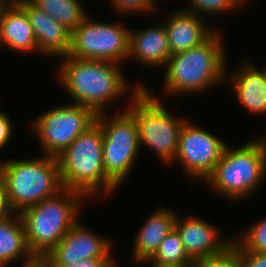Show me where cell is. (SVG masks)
<instances>
[{"label": "cell", "instance_id": "cell-11", "mask_svg": "<svg viewBox=\"0 0 266 267\" xmlns=\"http://www.w3.org/2000/svg\"><path fill=\"white\" fill-rule=\"evenodd\" d=\"M226 145L218 136L186 120L179 133L174 162H181L190 177L206 180L216 167Z\"/></svg>", "mask_w": 266, "mask_h": 267}, {"label": "cell", "instance_id": "cell-16", "mask_svg": "<svg viewBox=\"0 0 266 267\" xmlns=\"http://www.w3.org/2000/svg\"><path fill=\"white\" fill-rule=\"evenodd\" d=\"M243 59L238 71L230 72L232 92L243 108L251 114H266V68L259 71L253 63Z\"/></svg>", "mask_w": 266, "mask_h": 267}, {"label": "cell", "instance_id": "cell-4", "mask_svg": "<svg viewBox=\"0 0 266 267\" xmlns=\"http://www.w3.org/2000/svg\"><path fill=\"white\" fill-rule=\"evenodd\" d=\"M0 173L14 213L20 214L64 190L55 157L44 155L38 159L1 161Z\"/></svg>", "mask_w": 266, "mask_h": 267}, {"label": "cell", "instance_id": "cell-9", "mask_svg": "<svg viewBox=\"0 0 266 267\" xmlns=\"http://www.w3.org/2000/svg\"><path fill=\"white\" fill-rule=\"evenodd\" d=\"M130 29L122 24L92 21L89 15L71 32L67 56L122 63L129 54Z\"/></svg>", "mask_w": 266, "mask_h": 267}, {"label": "cell", "instance_id": "cell-27", "mask_svg": "<svg viewBox=\"0 0 266 267\" xmlns=\"http://www.w3.org/2000/svg\"><path fill=\"white\" fill-rule=\"evenodd\" d=\"M240 267H266V253L237 251Z\"/></svg>", "mask_w": 266, "mask_h": 267}, {"label": "cell", "instance_id": "cell-32", "mask_svg": "<svg viewBox=\"0 0 266 267\" xmlns=\"http://www.w3.org/2000/svg\"><path fill=\"white\" fill-rule=\"evenodd\" d=\"M138 263H140L141 265L149 263V264H151V265H149L150 267H183V266H176V265H169V264H159V263L151 260L150 258L142 260Z\"/></svg>", "mask_w": 266, "mask_h": 267}, {"label": "cell", "instance_id": "cell-1", "mask_svg": "<svg viewBox=\"0 0 266 267\" xmlns=\"http://www.w3.org/2000/svg\"><path fill=\"white\" fill-rule=\"evenodd\" d=\"M59 66L58 79L65 91L79 104L91 109L96 115L105 113L107 104L129 91L119 63L78 59L64 56ZM129 84V85H128Z\"/></svg>", "mask_w": 266, "mask_h": 267}, {"label": "cell", "instance_id": "cell-2", "mask_svg": "<svg viewBox=\"0 0 266 267\" xmlns=\"http://www.w3.org/2000/svg\"><path fill=\"white\" fill-rule=\"evenodd\" d=\"M218 31L201 45L168 58L163 85L168 95L200 94L202 90L229 81L226 78L229 72L225 70L227 56L223 50V36Z\"/></svg>", "mask_w": 266, "mask_h": 267}, {"label": "cell", "instance_id": "cell-29", "mask_svg": "<svg viewBox=\"0 0 266 267\" xmlns=\"http://www.w3.org/2000/svg\"><path fill=\"white\" fill-rule=\"evenodd\" d=\"M9 115H7L3 110H0V149L2 150L7 143H9L10 138L14 134L12 132V124Z\"/></svg>", "mask_w": 266, "mask_h": 267}, {"label": "cell", "instance_id": "cell-23", "mask_svg": "<svg viewBox=\"0 0 266 267\" xmlns=\"http://www.w3.org/2000/svg\"><path fill=\"white\" fill-rule=\"evenodd\" d=\"M249 228L244 234L241 232V235L234 236L231 245L237 251L266 253V219L257 221Z\"/></svg>", "mask_w": 266, "mask_h": 267}, {"label": "cell", "instance_id": "cell-3", "mask_svg": "<svg viewBox=\"0 0 266 267\" xmlns=\"http://www.w3.org/2000/svg\"><path fill=\"white\" fill-rule=\"evenodd\" d=\"M56 158L64 189L78 192L86 199L100 195L99 192L110 195L117 190L103 168V132L97 122Z\"/></svg>", "mask_w": 266, "mask_h": 267}, {"label": "cell", "instance_id": "cell-14", "mask_svg": "<svg viewBox=\"0 0 266 267\" xmlns=\"http://www.w3.org/2000/svg\"><path fill=\"white\" fill-rule=\"evenodd\" d=\"M25 10L31 23L39 53L64 57L71 47V32L29 0H16Z\"/></svg>", "mask_w": 266, "mask_h": 267}, {"label": "cell", "instance_id": "cell-28", "mask_svg": "<svg viewBox=\"0 0 266 267\" xmlns=\"http://www.w3.org/2000/svg\"><path fill=\"white\" fill-rule=\"evenodd\" d=\"M113 258H93L72 264H48L49 267H112L116 262Z\"/></svg>", "mask_w": 266, "mask_h": 267}, {"label": "cell", "instance_id": "cell-12", "mask_svg": "<svg viewBox=\"0 0 266 267\" xmlns=\"http://www.w3.org/2000/svg\"><path fill=\"white\" fill-rule=\"evenodd\" d=\"M79 220L47 254L48 264H72L93 258H112L111 241L89 231Z\"/></svg>", "mask_w": 266, "mask_h": 267}, {"label": "cell", "instance_id": "cell-25", "mask_svg": "<svg viewBox=\"0 0 266 267\" xmlns=\"http://www.w3.org/2000/svg\"><path fill=\"white\" fill-rule=\"evenodd\" d=\"M112 9L119 14H134L135 12H154L158 5H155L151 0H110Z\"/></svg>", "mask_w": 266, "mask_h": 267}, {"label": "cell", "instance_id": "cell-31", "mask_svg": "<svg viewBox=\"0 0 266 267\" xmlns=\"http://www.w3.org/2000/svg\"><path fill=\"white\" fill-rule=\"evenodd\" d=\"M23 261L20 267H49L48 256L44 254H31Z\"/></svg>", "mask_w": 266, "mask_h": 267}, {"label": "cell", "instance_id": "cell-34", "mask_svg": "<svg viewBox=\"0 0 266 267\" xmlns=\"http://www.w3.org/2000/svg\"><path fill=\"white\" fill-rule=\"evenodd\" d=\"M155 5H157V0H151Z\"/></svg>", "mask_w": 266, "mask_h": 267}, {"label": "cell", "instance_id": "cell-8", "mask_svg": "<svg viewBox=\"0 0 266 267\" xmlns=\"http://www.w3.org/2000/svg\"><path fill=\"white\" fill-rule=\"evenodd\" d=\"M109 117L106 112L98 114L96 122L103 132L105 174L119 188L139 156L138 128L134 116L127 109Z\"/></svg>", "mask_w": 266, "mask_h": 267}, {"label": "cell", "instance_id": "cell-20", "mask_svg": "<svg viewBox=\"0 0 266 267\" xmlns=\"http://www.w3.org/2000/svg\"><path fill=\"white\" fill-rule=\"evenodd\" d=\"M31 254L20 214L13 213L0 220V267L24 260Z\"/></svg>", "mask_w": 266, "mask_h": 267}, {"label": "cell", "instance_id": "cell-5", "mask_svg": "<svg viewBox=\"0 0 266 267\" xmlns=\"http://www.w3.org/2000/svg\"><path fill=\"white\" fill-rule=\"evenodd\" d=\"M82 194L68 189L24 209L21 219L32 254L47 255L78 221Z\"/></svg>", "mask_w": 266, "mask_h": 267}, {"label": "cell", "instance_id": "cell-30", "mask_svg": "<svg viewBox=\"0 0 266 267\" xmlns=\"http://www.w3.org/2000/svg\"><path fill=\"white\" fill-rule=\"evenodd\" d=\"M14 212L11 209L7 197V193L4 187V180L0 173V220L5 219L12 215Z\"/></svg>", "mask_w": 266, "mask_h": 267}, {"label": "cell", "instance_id": "cell-10", "mask_svg": "<svg viewBox=\"0 0 266 267\" xmlns=\"http://www.w3.org/2000/svg\"><path fill=\"white\" fill-rule=\"evenodd\" d=\"M96 114L79 104H66L40 115L33 132L46 156L58 157L81 133L96 122Z\"/></svg>", "mask_w": 266, "mask_h": 267}, {"label": "cell", "instance_id": "cell-7", "mask_svg": "<svg viewBox=\"0 0 266 267\" xmlns=\"http://www.w3.org/2000/svg\"><path fill=\"white\" fill-rule=\"evenodd\" d=\"M135 85L131 87L132 104L126 109L136 120L139 146H147L162 163L170 164L177 155L179 133L187 119L172 115L144 84Z\"/></svg>", "mask_w": 266, "mask_h": 267}, {"label": "cell", "instance_id": "cell-13", "mask_svg": "<svg viewBox=\"0 0 266 267\" xmlns=\"http://www.w3.org/2000/svg\"><path fill=\"white\" fill-rule=\"evenodd\" d=\"M217 228L194 215H188L183 220L177 216L175 221V229L181 237L185 252L193 262L219 256L231 247L233 238H221V230Z\"/></svg>", "mask_w": 266, "mask_h": 267}, {"label": "cell", "instance_id": "cell-24", "mask_svg": "<svg viewBox=\"0 0 266 267\" xmlns=\"http://www.w3.org/2000/svg\"><path fill=\"white\" fill-rule=\"evenodd\" d=\"M189 2L191 6L182 10L193 12L199 16L201 15L203 18L205 14L218 15L221 12L233 11L234 8L236 9L240 6L236 0H189Z\"/></svg>", "mask_w": 266, "mask_h": 267}, {"label": "cell", "instance_id": "cell-6", "mask_svg": "<svg viewBox=\"0 0 266 267\" xmlns=\"http://www.w3.org/2000/svg\"><path fill=\"white\" fill-rule=\"evenodd\" d=\"M266 176V138L256 139L240 147L226 145L220 160L205 182L216 193L230 200H244L254 194Z\"/></svg>", "mask_w": 266, "mask_h": 267}, {"label": "cell", "instance_id": "cell-17", "mask_svg": "<svg viewBox=\"0 0 266 267\" xmlns=\"http://www.w3.org/2000/svg\"><path fill=\"white\" fill-rule=\"evenodd\" d=\"M203 18L193 12L178 9L165 22L171 55L201 45L216 30L205 25Z\"/></svg>", "mask_w": 266, "mask_h": 267}, {"label": "cell", "instance_id": "cell-26", "mask_svg": "<svg viewBox=\"0 0 266 267\" xmlns=\"http://www.w3.org/2000/svg\"><path fill=\"white\" fill-rule=\"evenodd\" d=\"M192 267H240L237 250L231 245L223 254L196 261Z\"/></svg>", "mask_w": 266, "mask_h": 267}, {"label": "cell", "instance_id": "cell-15", "mask_svg": "<svg viewBox=\"0 0 266 267\" xmlns=\"http://www.w3.org/2000/svg\"><path fill=\"white\" fill-rule=\"evenodd\" d=\"M0 45L17 53L39 52L26 10L16 0L0 5Z\"/></svg>", "mask_w": 266, "mask_h": 267}, {"label": "cell", "instance_id": "cell-18", "mask_svg": "<svg viewBox=\"0 0 266 267\" xmlns=\"http://www.w3.org/2000/svg\"><path fill=\"white\" fill-rule=\"evenodd\" d=\"M171 56L164 23L137 32L130 29L128 58L150 67L165 66Z\"/></svg>", "mask_w": 266, "mask_h": 267}, {"label": "cell", "instance_id": "cell-22", "mask_svg": "<svg viewBox=\"0 0 266 267\" xmlns=\"http://www.w3.org/2000/svg\"><path fill=\"white\" fill-rule=\"evenodd\" d=\"M150 259L159 264L183 267H192L194 264L186 254L181 237L175 228L164 238Z\"/></svg>", "mask_w": 266, "mask_h": 267}, {"label": "cell", "instance_id": "cell-19", "mask_svg": "<svg viewBox=\"0 0 266 267\" xmlns=\"http://www.w3.org/2000/svg\"><path fill=\"white\" fill-rule=\"evenodd\" d=\"M152 213L135 237L132 260L137 264L151 258L164 238L175 228L177 215L172 209L160 207Z\"/></svg>", "mask_w": 266, "mask_h": 267}, {"label": "cell", "instance_id": "cell-33", "mask_svg": "<svg viewBox=\"0 0 266 267\" xmlns=\"http://www.w3.org/2000/svg\"><path fill=\"white\" fill-rule=\"evenodd\" d=\"M236 1L240 6H242L243 4H245L249 0H236Z\"/></svg>", "mask_w": 266, "mask_h": 267}, {"label": "cell", "instance_id": "cell-21", "mask_svg": "<svg viewBox=\"0 0 266 267\" xmlns=\"http://www.w3.org/2000/svg\"><path fill=\"white\" fill-rule=\"evenodd\" d=\"M72 32L89 15L79 0H29Z\"/></svg>", "mask_w": 266, "mask_h": 267}]
</instances>
